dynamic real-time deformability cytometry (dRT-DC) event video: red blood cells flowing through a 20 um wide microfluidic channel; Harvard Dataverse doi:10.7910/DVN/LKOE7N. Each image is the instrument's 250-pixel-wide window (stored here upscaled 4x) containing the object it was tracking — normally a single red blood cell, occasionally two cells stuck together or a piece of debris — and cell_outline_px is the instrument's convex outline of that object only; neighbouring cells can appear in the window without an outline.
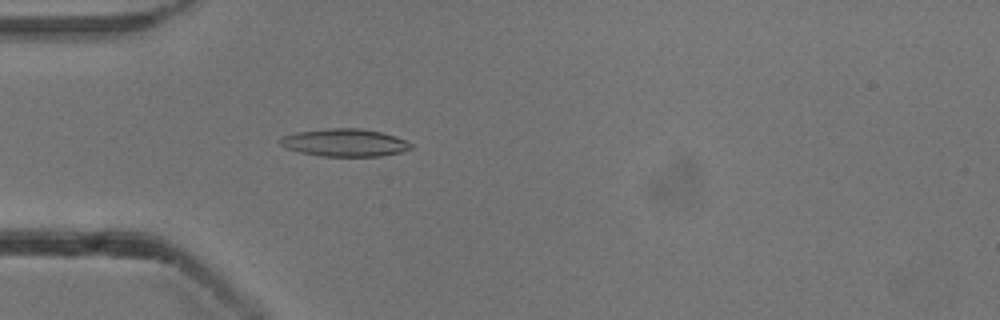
{"species": "common noctule bat (a hibernating species)", "species_latin": "Nyctalus noctula", "temperature_condition": "cold", "stored_images_in_passage": 53, "camera_frame_rate_fps": 3000, "um_per_image_px": 0.085, "animal": {"sex": "male", "body_mass_g": 13.3}, "frame": {"image": 1, "passage_image": 16, "time_ms": 5.0, "image_size_px": [1000, 320], "cell_outline_px": [[412, 148], [400, 152], [380, 156], [320, 156], [300, 152], [288, 148], [280, 144], [276, 140], [280, 136], [296, 132], [328, 128], [360, 128], [380, 132], [396, 136], [412, 144]], "centroid_in_image_um": [29.25, 12.12], "position_along_channel_um": 55.7, "area_um2": 21.1}}
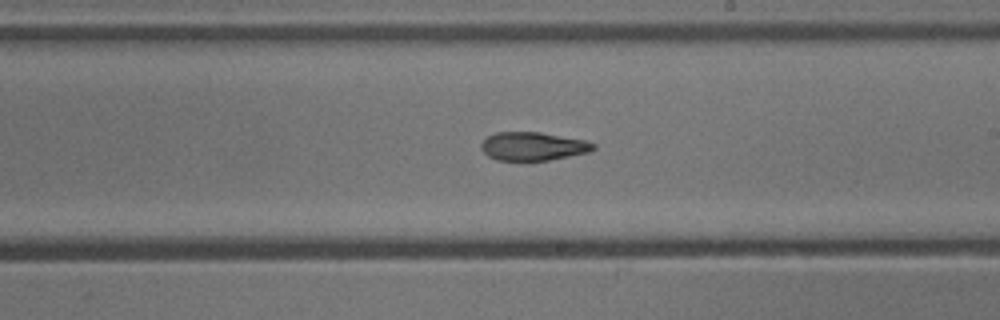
{"frame": {"image": 2, "passage_image": 31, "time_ms": 10.0, "image_size_px": [1000, 320], "cell_outline_px": [[596, 148], [588, 152], [548, 160], [496, 160], [488, 156], [480, 148], [480, 144], [488, 136], [496, 132], [540, 132], [584, 140], [596, 144]], "centroid_in_image_um": [45.28, 12.43], "position_along_channel_um": 243.7, "area_um2": 18.44}}
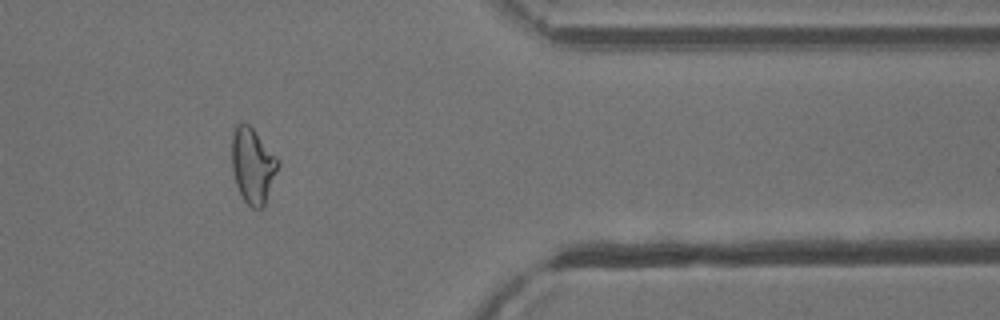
{"frame": {"image": 3, "passage_image": 44, "time_ms": 14.333, "image_size_px": [1000, 320], "cell_outline_px": [[280, 164], [264, 208], [252, 208], [244, 200], [236, 184], [232, 172], [232, 132], [236, 124], [248, 124], [252, 128], [280, 160]], "centroid_in_image_um": [21.5, 14.09], "position_along_channel_um": 389.9, "area_um2": 20.35}, "authors_computed_cell_mechanics": {"area_um2": 20.0566, "velocity_mm_per_s": 3.8658, "shape_relaxation_time_tau1_ms": 7.3467, "shape_relaxation_time_tau2_ms": 4.1322, "deformation_change_tau1": 0.208, "deformation_change_tau2": 0.128}}